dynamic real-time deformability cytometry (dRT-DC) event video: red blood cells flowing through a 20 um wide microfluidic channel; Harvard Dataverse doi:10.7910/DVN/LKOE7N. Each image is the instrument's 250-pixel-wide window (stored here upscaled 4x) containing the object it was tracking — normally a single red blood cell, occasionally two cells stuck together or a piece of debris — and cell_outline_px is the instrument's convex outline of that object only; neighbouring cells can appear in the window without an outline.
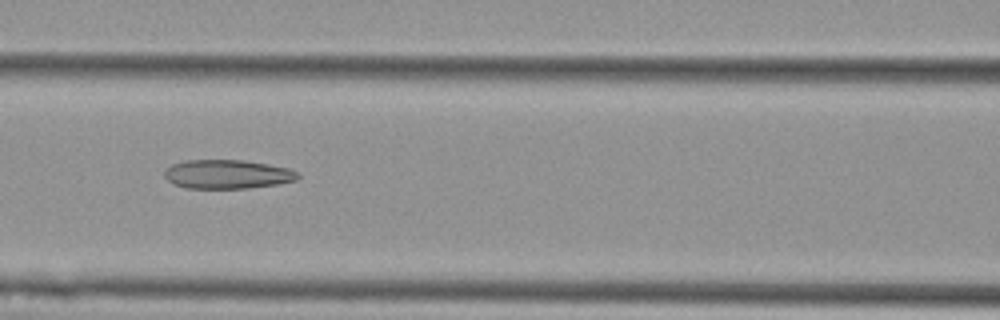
{"species": "Egyptian fruit bat (a non-hibernating species)", "species_latin": "Rousettus aegyptiacus", "temperature_condition": "cold", "stored_images_in_passage": 6, "camera_frame_rate_fps": 3000, "um_per_image_px": 0.085, "animal": {"sex": "female"}, "frame": {"image": 1, "passage_image": 4, "time_ms": 1.0, "image_size_px": [1000, 320], "cell_outline_px": [[300, 176], [296, 180], [276, 184], [248, 188], [188, 188], [172, 184], [164, 176], [164, 172], [172, 164], [184, 160], [244, 160], [268, 164], [288, 168], [300, 172]], "centroid_in_image_um": [19.33, 14.8], "position_along_channel_um": 147.3, "area_um2": 22.54}}
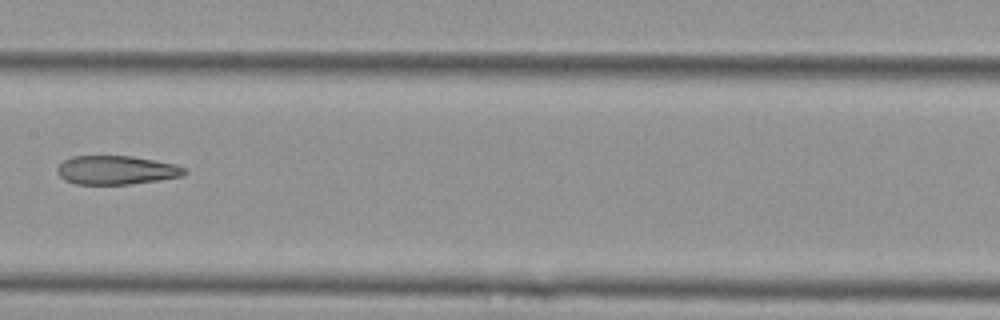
{"frame": {"image": 2, "passage_image": 5, "time_ms": 1.333, "image_size_px": [1000, 320], "cell_outline_px": [[188, 172], [184, 176], [128, 184], [76, 184], [64, 180], [56, 172], [56, 168], [64, 160], [72, 156], [132, 156], [176, 164], [184, 168]], "centroid_in_image_um": [9.87, 14.45], "position_along_channel_um": 197.5, "area_um2": 21.33}}
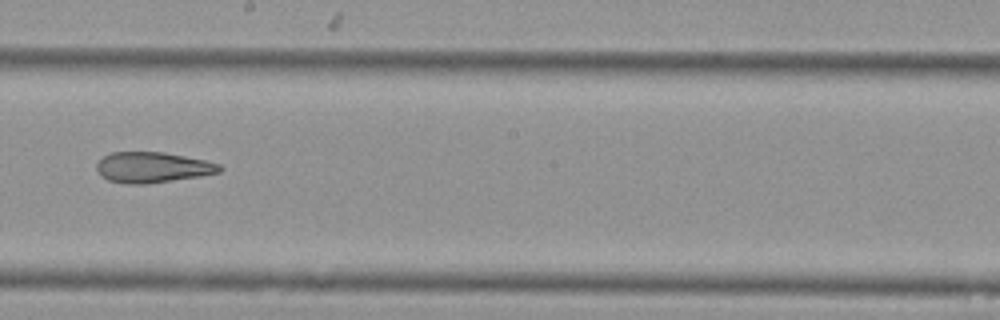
{"frame": {"image": 3, "passage_image": 6, "time_ms": 1.667, "image_size_px": [1000, 320], "cell_outline_px": [[224, 168], [220, 172], [200, 176], [144, 184], [128, 184], [108, 180], [100, 176], [96, 168], [96, 164], [104, 156], [112, 152], [164, 152], [204, 160], [220, 164]], "centroid_in_image_um": [12.96, 14.22], "position_along_channel_um": 235.2, "area_um2": 21.85}}